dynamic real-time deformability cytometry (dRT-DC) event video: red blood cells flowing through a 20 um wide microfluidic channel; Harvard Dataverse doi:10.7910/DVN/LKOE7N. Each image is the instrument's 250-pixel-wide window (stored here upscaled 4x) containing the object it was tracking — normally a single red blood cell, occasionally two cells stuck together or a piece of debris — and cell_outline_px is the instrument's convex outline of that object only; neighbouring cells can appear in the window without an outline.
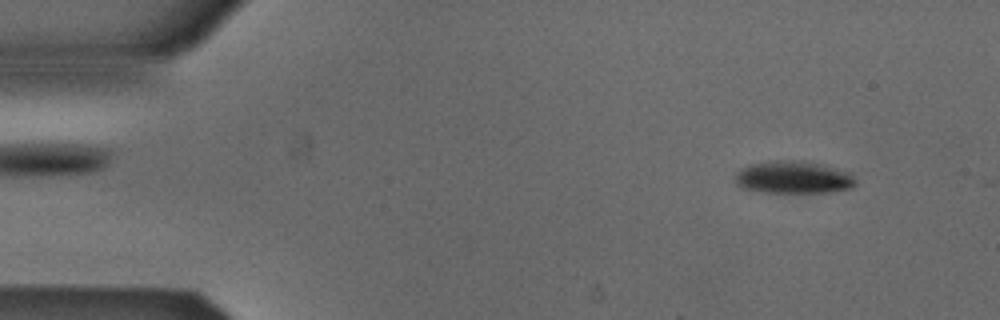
{"species": "Egyptian fruit bat (a non-hibernating species)", "species_latin": "Rousettus aegyptiacus", "temperature_condition": "cold", "stored_images_in_passage": 5, "segment_of_instrument_passage": [2, 2], "camera_frame_rate_fps": 3000, "um_per_image_px": 0.085, "animal": {"sex": "male"}, "frame": {"image": 1, "passage_image": 5, "time_ms": 1.333, "image_size_px": [1000, 320], "cell_outline_px": [[856, 184], [852, 188], [828, 192], [756, 192], [744, 188], [736, 184], [736, 172], [740, 168], [752, 164], [776, 160], [800, 160], [824, 164], [852, 172], [856, 180]], "centroid_in_image_um": [67.48, 15.06], "position_along_channel_um": 17.5, "area_um2": 23.12}}